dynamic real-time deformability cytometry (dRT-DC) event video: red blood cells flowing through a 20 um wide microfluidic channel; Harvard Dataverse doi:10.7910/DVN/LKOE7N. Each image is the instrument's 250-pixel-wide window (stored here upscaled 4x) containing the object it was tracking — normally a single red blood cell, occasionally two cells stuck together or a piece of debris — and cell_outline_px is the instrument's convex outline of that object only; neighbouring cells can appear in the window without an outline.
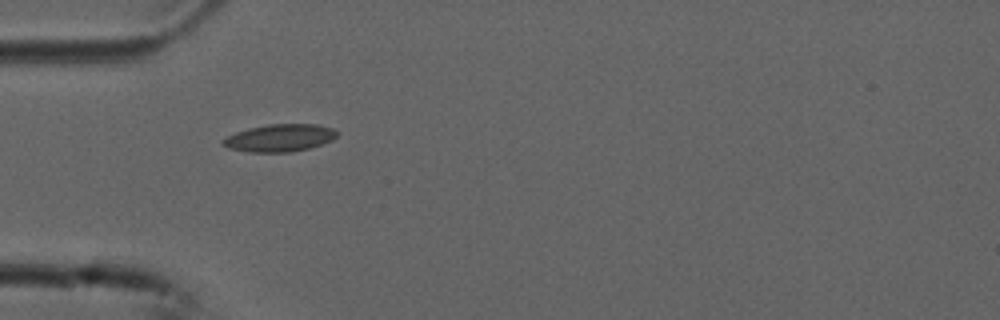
{"species": "common noctule bat (a hibernating species)", "species_latin": "Nyctalus noctula", "temperature_condition": "cold", "stored_images_in_passage": 1, "camera_frame_rate_fps": 3000, "um_per_image_px": 0.085, "animal": {"sex": "male", "forearm_length_mm": 52.5}, "frame": {"image": 1, "passage_image": 1, "time_ms": 0.0, "image_size_px": [1000, 320], "cell_outline_px": [[336, 136], [332, 140], [308, 148], [292, 152], [248, 152], [228, 148], [220, 144], [220, 140], [236, 132], [248, 128], [268, 124], [316, 124], [332, 128], [336, 132]], "centroid_in_image_um": [23.71, 11.72], "position_along_channel_um": 61.3, "area_um2": 18.21}}